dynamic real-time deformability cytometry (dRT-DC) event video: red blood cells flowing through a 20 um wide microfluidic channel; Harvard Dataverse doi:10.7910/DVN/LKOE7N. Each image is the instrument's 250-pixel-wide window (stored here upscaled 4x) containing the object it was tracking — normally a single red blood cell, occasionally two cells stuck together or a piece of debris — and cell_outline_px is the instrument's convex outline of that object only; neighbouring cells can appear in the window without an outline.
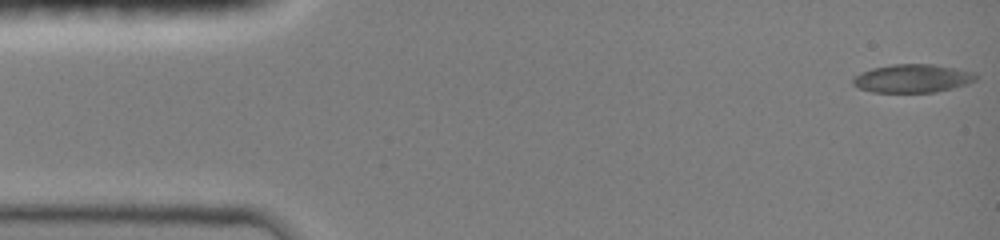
{"species": "common noctule bat (a hibernating species)", "species_latin": "Nyctalus noctula", "temperature_condition": "room temperature", "stored_images_in_passage": 47, "camera_frame_rate_fps": 3000, "um_per_image_px": 0.085, "animal": {"sex": "female", "body_mass_g": 19.0, "forearm_length_mm": 51.5}, "frame": {"image": 1, "passage_image": 1, "time_ms": 0.0, "image_size_px": [1000, 240], "cell_outline_px": [[976, 80], [968, 84], [936, 92], [872, 92], [860, 88], [852, 84], [852, 76], [860, 72], [872, 68], [892, 64], [932, 64], [956, 68], [976, 72]], "centroid_in_image_um": [77.55, 6.66], "position_along_channel_um": 7.4, "area_um2": 20.46}}
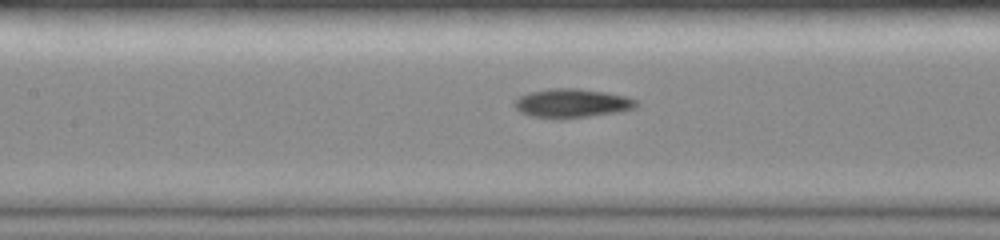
{"frame": {"image": 2, "passage_image": 21, "time_ms": 6.667, "image_size_px": [1000, 240], "cell_outline_px": [[640, 104], [636, 108], [620, 112], [560, 120], [532, 116], [520, 112], [512, 104], [520, 96], [528, 92], [552, 88], [576, 88], [604, 92], [624, 96], [636, 100]], "centroid_in_image_um": [48.61, 8.79], "position_along_channel_um": 158.8, "area_um2": 20.75}}
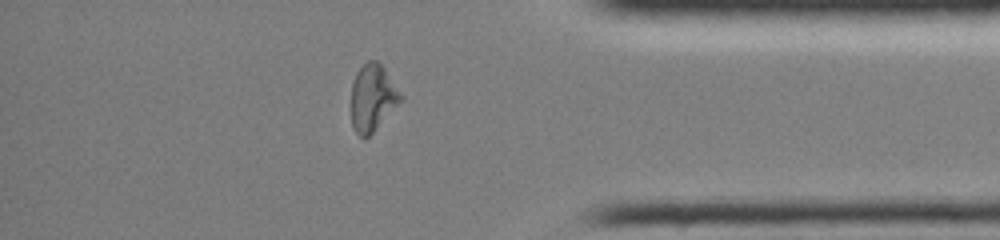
{"frame": {"image": 3, "passage_image": 40, "time_ms": 13.0, "image_size_px": [1000, 240], "cell_outline_px": [[404, 100], [364, 140], [352, 128], [352, 84], [356, 72], [368, 60], [376, 60], [384, 68], [404, 96]], "centroid_in_image_um": [31.7, 8.31], "position_along_channel_um": 403.5, "area_um2": 19.31}, "authors_computed_cell_mechanics": {"area_um2": 19.7676, "velocity_mm_per_s": 4.038, "shape_relaxation_time_tau1_ms": 5.7621, "shape_relaxation_time_tau2_ms": 4.7486, "deformation_change_tau1": 0.2158, "deformation_change_tau2": 0.1332}}